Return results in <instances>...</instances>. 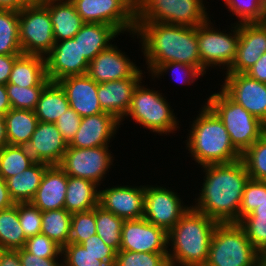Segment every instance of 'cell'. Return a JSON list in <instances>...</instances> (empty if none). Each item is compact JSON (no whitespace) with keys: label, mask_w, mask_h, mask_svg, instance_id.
<instances>
[{"label":"cell","mask_w":266,"mask_h":266,"mask_svg":"<svg viewBox=\"0 0 266 266\" xmlns=\"http://www.w3.org/2000/svg\"><path fill=\"white\" fill-rule=\"evenodd\" d=\"M145 186H114L99 190V206L124 219L144 217Z\"/></svg>","instance_id":"d6986e66"},{"label":"cell","mask_w":266,"mask_h":266,"mask_svg":"<svg viewBox=\"0 0 266 266\" xmlns=\"http://www.w3.org/2000/svg\"><path fill=\"white\" fill-rule=\"evenodd\" d=\"M255 266H266V253H259Z\"/></svg>","instance_id":"91938a15"},{"label":"cell","mask_w":266,"mask_h":266,"mask_svg":"<svg viewBox=\"0 0 266 266\" xmlns=\"http://www.w3.org/2000/svg\"><path fill=\"white\" fill-rule=\"evenodd\" d=\"M114 266H170L167 253L119 250Z\"/></svg>","instance_id":"ab89813d"},{"label":"cell","mask_w":266,"mask_h":266,"mask_svg":"<svg viewBox=\"0 0 266 266\" xmlns=\"http://www.w3.org/2000/svg\"><path fill=\"white\" fill-rule=\"evenodd\" d=\"M50 165L33 163L21 174L6 180L9 194L14 203L31 202L41 184L45 170Z\"/></svg>","instance_id":"f1b7e54d"},{"label":"cell","mask_w":266,"mask_h":266,"mask_svg":"<svg viewBox=\"0 0 266 266\" xmlns=\"http://www.w3.org/2000/svg\"><path fill=\"white\" fill-rule=\"evenodd\" d=\"M252 213H266V199Z\"/></svg>","instance_id":"94428289"},{"label":"cell","mask_w":266,"mask_h":266,"mask_svg":"<svg viewBox=\"0 0 266 266\" xmlns=\"http://www.w3.org/2000/svg\"><path fill=\"white\" fill-rule=\"evenodd\" d=\"M128 58L116 45L111 44L90 61L87 75L97 84L129 77H143L142 70Z\"/></svg>","instance_id":"ac0fdd59"},{"label":"cell","mask_w":266,"mask_h":266,"mask_svg":"<svg viewBox=\"0 0 266 266\" xmlns=\"http://www.w3.org/2000/svg\"><path fill=\"white\" fill-rule=\"evenodd\" d=\"M26 238L18 218V203L0 212V245L6 250L24 248Z\"/></svg>","instance_id":"1f68e13d"},{"label":"cell","mask_w":266,"mask_h":266,"mask_svg":"<svg viewBox=\"0 0 266 266\" xmlns=\"http://www.w3.org/2000/svg\"><path fill=\"white\" fill-rule=\"evenodd\" d=\"M5 251H6V249L0 245V261H1L3 254L5 253Z\"/></svg>","instance_id":"6125c7cd"},{"label":"cell","mask_w":266,"mask_h":266,"mask_svg":"<svg viewBox=\"0 0 266 266\" xmlns=\"http://www.w3.org/2000/svg\"><path fill=\"white\" fill-rule=\"evenodd\" d=\"M135 88L131 104L125 117L130 116L136 123L160 135L173 133L179 126L177 117L160 91L141 86ZM176 117V118H175Z\"/></svg>","instance_id":"ba28073f"},{"label":"cell","mask_w":266,"mask_h":266,"mask_svg":"<svg viewBox=\"0 0 266 266\" xmlns=\"http://www.w3.org/2000/svg\"><path fill=\"white\" fill-rule=\"evenodd\" d=\"M167 232L144 218L125 220L121 231L120 250L167 253Z\"/></svg>","instance_id":"2e32d148"},{"label":"cell","mask_w":266,"mask_h":266,"mask_svg":"<svg viewBox=\"0 0 266 266\" xmlns=\"http://www.w3.org/2000/svg\"><path fill=\"white\" fill-rule=\"evenodd\" d=\"M69 107L65 91L57 82H50L43 89L34 112L38 121L55 123Z\"/></svg>","instance_id":"f546056e"},{"label":"cell","mask_w":266,"mask_h":266,"mask_svg":"<svg viewBox=\"0 0 266 266\" xmlns=\"http://www.w3.org/2000/svg\"><path fill=\"white\" fill-rule=\"evenodd\" d=\"M172 71V73L176 70L180 72L182 71V74L184 72V75L181 76V78L184 76V78L187 79H181L182 81H180L179 83L182 82L185 84H191L193 83L196 79H198V76H203L204 73L195 66L189 65V64H185V63H180V62H166L164 64H161L151 75L152 77H156L159 78L160 76L163 75V73H168V71ZM181 75V74H180ZM174 75L172 74V77ZM175 77H173L174 79ZM176 79V78H175ZM191 80V81H190ZM178 82V80L176 81Z\"/></svg>","instance_id":"c3c4849f"},{"label":"cell","mask_w":266,"mask_h":266,"mask_svg":"<svg viewBox=\"0 0 266 266\" xmlns=\"http://www.w3.org/2000/svg\"><path fill=\"white\" fill-rule=\"evenodd\" d=\"M239 30L236 56L226 73H245L266 52V21L241 23Z\"/></svg>","instance_id":"ffe728a7"},{"label":"cell","mask_w":266,"mask_h":266,"mask_svg":"<svg viewBox=\"0 0 266 266\" xmlns=\"http://www.w3.org/2000/svg\"><path fill=\"white\" fill-rule=\"evenodd\" d=\"M203 0H136V22L197 27L209 19Z\"/></svg>","instance_id":"52a82bcc"},{"label":"cell","mask_w":266,"mask_h":266,"mask_svg":"<svg viewBox=\"0 0 266 266\" xmlns=\"http://www.w3.org/2000/svg\"><path fill=\"white\" fill-rule=\"evenodd\" d=\"M182 204L181 198L171 189L163 186H145L143 218L168 233L192 207Z\"/></svg>","instance_id":"5bb4252c"},{"label":"cell","mask_w":266,"mask_h":266,"mask_svg":"<svg viewBox=\"0 0 266 266\" xmlns=\"http://www.w3.org/2000/svg\"><path fill=\"white\" fill-rule=\"evenodd\" d=\"M239 224L246 232L247 238L259 253H266V213H251Z\"/></svg>","instance_id":"60d3db41"},{"label":"cell","mask_w":266,"mask_h":266,"mask_svg":"<svg viewBox=\"0 0 266 266\" xmlns=\"http://www.w3.org/2000/svg\"><path fill=\"white\" fill-rule=\"evenodd\" d=\"M4 119L9 145L30 141L39 122L34 111L13 108L4 115Z\"/></svg>","instance_id":"4dcf8cb0"},{"label":"cell","mask_w":266,"mask_h":266,"mask_svg":"<svg viewBox=\"0 0 266 266\" xmlns=\"http://www.w3.org/2000/svg\"><path fill=\"white\" fill-rule=\"evenodd\" d=\"M81 119L82 117L69 107L65 111V113L59 116V118L56 120L55 124L57 126V129L59 130L67 144L71 142L76 132L78 131L81 124Z\"/></svg>","instance_id":"681fc988"},{"label":"cell","mask_w":266,"mask_h":266,"mask_svg":"<svg viewBox=\"0 0 266 266\" xmlns=\"http://www.w3.org/2000/svg\"><path fill=\"white\" fill-rule=\"evenodd\" d=\"M124 219L96 206V234L117 252L121 246V231Z\"/></svg>","instance_id":"e575fe53"},{"label":"cell","mask_w":266,"mask_h":266,"mask_svg":"<svg viewBox=\"0 0 266 266\" xmlns=\"http://www.w3.org/2000/svg\"><path fill=\"white\" fill-rule=\"evenodd\" d=\"M50 82L46 75L45 57L21 54L14 62L7 84L20 87H46Z\"/></svg>","instance_id":"484cf974"},{"label":"cell","mask_w":266,"mask_h":266,"mask_svg":"<svg viewBox=\"0 0 266 266\" xmlns=\"http://www.w3.org/2000/svg\"><path fill=\"white\" fill-rule=\"evenodd\" d=\"M81 245L98 260L105 262L108 266H114L117 251L107 245L99 235H93L81 243Z\"/></svg>","instance_id":"7dc6e473"},{"label":"cell","mask_w":266,"mask_h":266,"mask_svg":"<svg viewBox=\"0 0 266 266\" xmlns=\"http://www.w3.org/2000/svg\"><path fill=\"white\" fill-rule=\"evenodd\" d=\"M18 218L26 239L41 233L42 211L31 202L18 203Z\"/></svg>","instance_id":"f6af8a7d"},{"label":"cell","mask_w":266,"mask_h":266,"mask_svg":"<svg viewBox=\"0 0 266 266\" xmlns=\"http://www.w3.org/2000/svg\"><path fill=\"white\" fill-rule=\"evenodd\" d=\"M241 159L251 179L266 182V132L241 154Z\"/></svg>","instance_id":"d590c367"},{"label":"cell","mask_w":266,"mask_h":266,"mask_svg":"<svg viewBox=\"0 0 266 266\" xmlns=\"http://www.w3.org/2000/svg\"><path fill=\"white\" fill-rule=\"evenodd\" d=\"M109 146L93 148L68 147L58 165L68 176L82 178L100 185L113 164Z\"/></svg>","instance_id":"7c38bea8"},{"label":"cell","mask_w":266,"mask_h":266,"mask_svg":"<svg viewBox=\"0 0 266 266\" xmlns=\"http://www.w3.org/2000/svg\"><path fill=\"white\" fill-rule=\"evenodd\" d=\"M84 23L113 26L119 33L136 31V0H70ZM132 33V34H131Z\"/></svg>","instance_id":"30bf717a"},{"label":"cell","mask_w":266,"mask_h":266,"mask_svg":"<svg viewBox=\"0 0 266 266\" xmlns=\"http://www.w3.org/2000/svg\"><path fill=\"white\" fill-rule=\"evenodd\" d=\"M29 3V0H0V9L20 12Z\"/></svg>","instance_id":"11a10c76"},{"label":"cell","mask_w":266,"mask_h":266,"mask_svg":"<svg viewBox=\"0 0 266 266\" xmlns=\"http://www.w3.org/2000/svg\"><path fill=\"white\" fill-rule=\"evenodd\" d=\"M57 83L65 91L70 108L82 118L104 112L97 97V83L87 74L67 76Z\"/></svg>","instance_id":"7402d4cb"},{"label":"cell","mask_w":266,"mask_h":266,"mask_svg":"<svg viewBox=\"0 0 266 266\" xmlns=\"http://www.w3.org/2000/svg\"><path fill=\"white\" fill-rule=\"evenodd\" d=\"M68 175L58 166L50 165L31 203L43 211L63 209Z\"/></svg>","instance_id":"cb8c5ba5"},{"label":"cell","mask_w":266,"mask_h":266,"mask_svg":"<svg viewBox=\"0 0 266 266\" xmlns=\"http://www.w3.org/2000/svg\"><path fill=\"white\" fill-rule=\"evenodd\" d=\"M11 108L6 85L0 84V116H4Z\"/></svg>","instance_id":"6f0895ef"},{"label":"cell","mask_w":266,"mask_h":266,"mask_svg":"<svg viewBox=\"0 0 266 266\" xmlns=\"http://www.w3.org/2000/svg\"><path fill=\"white\" fill-rule=\"evenodd\" d=\"M191 126L186 145L200 166L230 163L241 158L223 122L206 102Z\"/></svg>","instance_id":"277c9868"},{"label":"cell","mask_w":266,"mask_h":266,"mask_svg":"<svg viewBox=\"0 0 266 266\" xmlns=\"http://www.w3.org/2000/svg\"><path fill=\"white\" fill-rule=\"evenodd\" d=\"M225 74V82L220 89L266 125V83L245 73Z\"/></svg>","instance_id":"9a60e30c"},{"label":"cell","mask_w":266,"mask_h":266,"mask_svg":"<svg viewBox=\"0 0 266 266\" xmlns=\"http://www.w3.org/2000/svg\"><path fill=\"white\" fill-rule=\"evenodd\" d=\"M18 256L23 266H60L58 258H40L27 252L24 248L18 249ZM57 259V260H56Z\"/></svg>","instance_id":"f907efd6"},{"label":"cell","mask_w":266,"mask_h":266,"mask_svg":"<svg viewBox=\"0 0 266 266\" xmlns=\"http://www.w3.org/2000/svg\"><path fill=\"white\" fill-rule=\"evenodd\" d=\"M217 222L191 207L167 233L170 266H204ZM171 243V244H170Z\"/></svg>","instance_id":"3957f363"},{"label":"cell","mask_w":266,"mask_h":266,"mask_svg":"<svg viewBox=\"0 0 266 266\" xmlns=\"http://www.w3.org/2000/svg\"><path fill=\"white\" fill-rule=\"evenodd\" d=\"M258 255L239 223H218L204 266H255Z\"/></svg>","instance_id":"8992f818"},{"label":"cell","mask_w":266,"mask_h":266,"mask_svg":"<svg viewBox=\"0 0 266 266\" xmlns=\"http://www.w3.org/2000/svg\"><path fill=\"white\" fill-rule=\"evenodd\" d=\"M19 42L23 54L45 57L53 48L50 12L41 1L30 2L19 12Z\"/></svg>","instance_id":"9c48e42d"},{"label":"cell","mask_w":266,"mask_h":266,"mask_svg":"<svg viewBox=\"0 0 266 266\" xmlns=\"http://www.w3.org/2000/svg\"><path fill=\"white\" fill-rule=\"evenodd\" d=\"M134 35L141 38L142 52L146 58L149 73L152 74L166 62L189 64L206 73L199 55L197 27L136 22Z\"/></svg>","instance_id":"7a4b0ae2"},{"label":"cell","mask_w":266,"mask_h":266,"mask_svg":"<svg viewBox=\"0 0 266 266\" xmlns=\"http://www.w3.org/2000/svg\"><path fill=\"white\" fill-rule=\"evenodd\" d=\"M32 164L17 145L8 144L0 149V177L5 181L21 174Z\"/></svg>","instance_id":"74e56055"},{"label":"cell","mask_w":266,"mask_h":266,"mask_svg":"<svg viewBox=\"0 0 266 266\" xmlns=\"http://www.w3.org/2000/svg\"><path fill=\"white\" fill-rule=\"evenodd\" d=\"M19 12L0 9V55H21Z\"/></svg>","instance_id":"836d02e7"},{"label":"cell","mask_w":266,"mask_h":266,"mask_svg":"<svg viewBox=\"0 0 266 266\" xmlns=\"http://www.w3.org/2000/svg\"><path fill=\"white\" fill-rule=\"evenodd\" d=\"M0 266H23L19 260L17 250H6L3 254Z\"/></svg>","instance_id":"9f6ffc18"},{"label":"cell","mask_w":266,"mask_h":266,"mask_svg":"<svg viewBox=\"0 0 266 266\" xmlns=\"http://www.w3.org/2000/svg\"><path fill=\"white\" fill-rule=\"evenodd\" d=\"M245 74L259 82L266 83V52L260 56L257 62Z\"/></svg>","instance_id":"f5cc1de1"},{"label":"cell","mask_w":266,"mask_h":266,"mask_svg":"<svg viewBox=\"0 0 266 266\" xmlns=\"http://www.w3.org/2000/svg\"><path fill=\"white\" fill-rule=\"evenodd\" d=\"M33 163L59 165L68 148L55 123L39 121L30 141L17 145Z\"/></svg>","instance_id":"4fadbf2b"},{"label":"cell","mask_w":266,"mask_h":266,"mask_svg":"<svg viewBox=\"0 0 266 266\" xmlns=\"http://www.w3.org/2000/svg\"><path fill=\"white\" fill-rule=\"evenodd\" d=\"M14 204L15 203L9 194L6 181L0 177V212Z\"/></svg>","instance_id":"db71d44e"},{"label":"cell","mask_w":266,"mask_h":266,"mask_svg":"<svg viewBox=\"0 0 266 266\" xmlns=\"http://www.w3.org/2000/svg\"><path fill=\"white\" fill-rule=\"evenodd\" d=\"M20 55H0V84L6 85L10 78V73L15 60Z\"/></svg>","instance_id":"816d5d0a"},{"label":"cell","mask_w":266,"mask_h":266,"mask_svg":"<svg viewBox=\"0 0 266 266\" xmlns=\"http://www.w3.org/2000/svg\"><path fill=\"white\" fill-rule=\"evenodd\" d=\"M210 22V23H209ZM211 21L201 23L197 26V42L200 60L203 66L216 67L220 65L229 69L235 59L237 45L240 38L239 24L232 26L231 33L227 34L218 29H214ZM212 27V28H211Z\"/></svg>","instance_id":"8fae6325"},{"label":"cell","mask_w":266,"mask_h":266,"mask_svg":"<svg viewBox=\"0 0 266 266\" xmlns=\"http://www.w3.org/2000/svg\"><path fill=\"white\" fill-rule=\"evenodd\" d=\"M224 3L239 17L238 24L266 21V0H224Z\"/></svg>","instance_id":"8d00e7d4"},{"label":"cell","mask_w":266,"mask_h":266,"mask_svg":"<svg viewBox=\"0 0 266 266\" xmlns=\"http://www.w3.org/2000/svg\"><path fill=\"white\" fill-rule=\"evenodd\" d=\"M266 199V182L249 179L243 191L239 209V222L251 214Z\"/></svg>","instance_id":"7bdbcfd3"},{"label":"cell","mask_w":266,"mask_h":266,"mask_svg":"<svg viewBox=\"0 0 266 266\" xmlns=\"http://www.w3.org/2000/svg\"><path fill=\"white\" fill-rule=\"evenodd\" d=\"M30 2H33V1H43V0H29Z\"/></svg>","instance_id":"be15d7a7"},{"label":"cell","mask_w":266,"mask_h":266,"mask_svg":"<svg viewBox=\"0 0 266 266\" xmlns=\"http://www.w3.org/2000/svg\"><path fill=\"white\" fill-rule=\"evenodd\" d=\"M206 104L221 119L231 143L241 154L266 132L263 122L233 101L222 89L207 98Z\"/></svg>","instance_id":"5b68a950"},{"label":"cell","mask_w":266,"mask_h":266,"mask_svg":"<svg viewBox=\"0 0 266 266\" xmlns=\"http://www.w3.org/2000/svg\"><path fill=\"white\" fill-rule=\"evenodd\" d=\"M120 122L114 115L107 112L83 117L68 147L85 149L108 146L121 125Z\"/></svg>","instance_id":"44dd1931"},{"label":"cell","mask_w":266,"mask_h":266,"mask_svg":"<svg viewBox=\"0 0 266 266\" xmlns=\"http://www.w3.org/2000/svg\"><path fill=\"white\" fill-rule=\"evenodd\" d=\"M24 249L40 258H59L62 254V247L42 233L26 239Z\"/></svg>","instance_id":"bcb514c9"},{"label":"cell","mask_w":266,"mask_h":266,"mask_svg":"<svg viewBox=\"0 0 266 266\" xmlns=\"http://www.w3.org/2000/svg\"><path fill=\"white\" fill-rule=\"evenodd\" d=\"M120 33L108 24L84 23L79 32L73 37L81 49V54L90 62L102 50L107 49L111 44L109 41Z\"/></svg>","instance_id":"4316f807"},{"label":"cell","mask_w":266,"mask_h":266,"mask_svg":"<svg viewBox=\"0 0 266 266\" xmlns=\"http://www.w3.org/2000/svg\"><path fill=\"white\" fill-rule=\"evenodd\" d=\"M63 266H108L89 253L81 244L68 243L62 247Z\"/></svg>","instance_id":"ee69618b"},{"label":"cell","mask_w":266,"mask_h":266,"mask_svg":"<svg viewBox=\"0 0 266 266\" xmlns=\"http://www.w3.org/2000/svg\"><path fill=\"white\" fill-rule=\"evenodd\" d=\"M8 145V139L6 135V123L4 116H0V149Z\"/></svg>","instance_id":"680465c9"},{"label":"cell","mask_w":266,"mask_h":266,"mask_svg":"<svg viewBox=\"0 0 266 266\" xmlns=\"http://www.w3.org/2000/svg\"><path fill=\"white\" fill-rule=\"evenodd\" d=\"M8 98L13 109L34 111L45 87H20L6 84Z\"/></svg>","instance_id":"b9f144b4"},{"label":"cell","mask_w":266,"mask_h":266,"mask_svg":"<svg viewBox=\"0 0 266 266\" xmlns=\"http://www.w3.org/2000/svg\"><path fill=\"white\" fill-rule=\"evenodd\" d=\"M205 172L201 193L192 207L217 223H239L243 191L250 179L242 161L202 166Z\"/></svg>","instance_id":"6da1fadb"},{"label":"cell","mask_w":266,"mask_h":266,"mask_svg":"<svg viewBox=\"0 0 266 266\" xmlns=\"http://www.w3.org/2000/svg\"><path fill=\"white\" fill-rule=\"evenodd\" d=\"M71 219L72 214L65 208L43 211L41 233L63 247L69 243Z\"/></svg>","instance_id":"d6a6232c"},{"label":"cell","mask_w":266,"mask_h":266,"mask_svg":"<svg viewBox=\"0 0 266 266\" xmlns=\"http://www.w3.org/2000/svg\"><path fill=\"white\" fill-rule=\"evenodd\" d=\"M97 186L92 181L68 176L64 208L71 214L94 209L99 205Z\"/></svg>","instance_id":"83f0119b"},{"label":"cell","mask_w":266,"mask_h":266,"mask_svg":"<svg viewBox=\"0 0 266 266\" xmlns=\"http://www.w3.org/2000/svg\"><path fill=\"white\" fill-rule=\"evenodd\" d=\"M143 77H129L97 84V97L104 112L123 121L129 110L133 92Z\"/></svg>","instance_id":"603a6c76"},{"label":"cell","mask_w":266,"mask_h":266,"mask_svg":"<svg viewBox=\"0 0 266 266\" xmlns=\"http://www.w3.org/2000/svg\"><path fill=\"white\" fill-rule=\"evenodd\" d=\"M45 61L46 75L51 82L67 76L87 74L90 63L81 54L79 43L74 38L55 42Z\"/></svg>","instance_id":"e0dca14e"},{"label":"cell","mask_w":266,"mask_h":266,"mask_svg":"<svg viewBox=\"0 0 266 266\" xmlns=\"http://www.w3.org/2000/svg\"><path fill=\"white\" fill-rule=\"evenodd\" d=\"M96 235V207L72 214L69 243L81 244Z\"/></svg>","instance_id":"f35d334b"},{"label":"cell","mask_w":266,"mask_h":266,"mask_svg":"<svg viewBox=\"0 0 266 266\" xmlns=\"http://www.w3.org/2000/svg\"><path fill=\"white\" fill-rule=\"evenodd\" d=\"M50 12L55 42L73 38L84 24L70 0L41 1Z\"/></svg>","instance_id":"d4e9b609"}]
</instances>
